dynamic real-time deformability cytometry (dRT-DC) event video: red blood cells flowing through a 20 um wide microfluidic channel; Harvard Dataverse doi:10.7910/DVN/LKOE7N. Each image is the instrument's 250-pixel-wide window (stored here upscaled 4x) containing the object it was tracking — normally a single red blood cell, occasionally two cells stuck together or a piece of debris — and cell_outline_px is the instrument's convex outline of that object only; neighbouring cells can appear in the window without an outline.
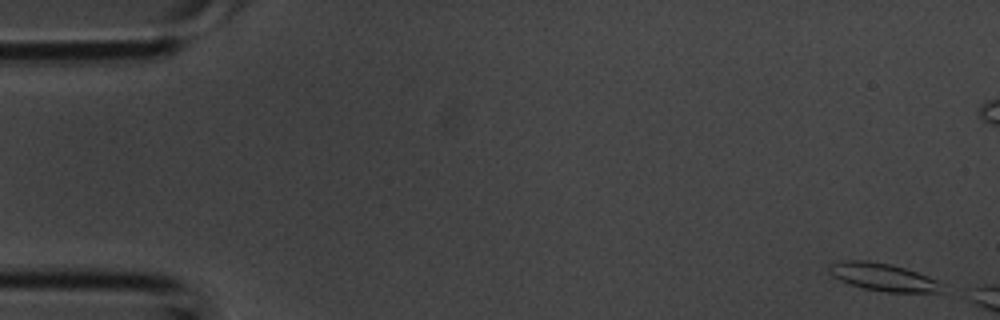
{"species": "common noctule bat (a hibernating species)", "species_latin": "Nyctalus noctula", "temperature_condition": "room temperature", "stored_images_in_passage": 9, "camera_frame_rate_fps": 3000, "um_per_image_px": 0.085, "animal": {"sex": "male", "body_mass_g": 20.1, "forearm_length_mm": 53.5}, "frame": {"image": 1, "passage_image": 1, "time_ms": 0.0, "image_size_px": [1000, 320], "cell_outline_px": [[940, 292], [884, 292], [864, 288], [840, 280], [828, 272], [828, 264], [844, 260], [868, 260], [892, 264], [928, 276], [936, 280], [940, 284]], "centroid_in_image_um": [75.0, 23.53], "position_along_channel_um": 10.0, "area_um2": 17.98}}